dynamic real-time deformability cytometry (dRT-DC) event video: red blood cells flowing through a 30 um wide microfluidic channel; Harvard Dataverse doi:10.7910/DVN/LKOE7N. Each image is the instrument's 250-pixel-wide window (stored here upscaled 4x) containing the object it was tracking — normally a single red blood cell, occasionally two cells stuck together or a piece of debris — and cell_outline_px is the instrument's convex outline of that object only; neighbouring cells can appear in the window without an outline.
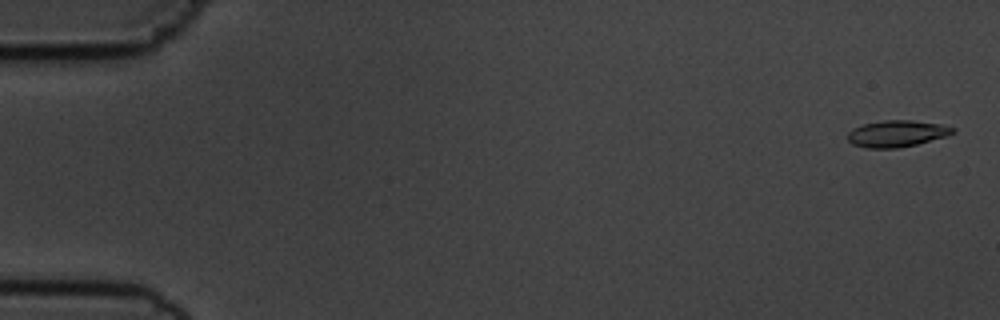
{"species": "common noctule bat (a hibernating species)", "species_latin": "Nyctalus noctula", "temperature_condition": "cold", "stored_images_in_passage": 54, "camera_frame_rate_fps": 3000, "um_per_image_px": 0.085, "animal": {"sex": "male", "body_mass_g": 19.5, "forearm_length_mm": 54.6}, "frame": {"image": 1, "passage_image": 2, "time_ms": 0.333, "image_size_px": [1000, 320], "cell_outline_px": [[956, 132], [948, 136], [916, 144], [896, 148], [868, 148], [852, 144], [848, 140], [848, 132], [852, 128], [864, 124], [884, 120], [912, 120], [940, 124], [956, 128]], "centroid_in_image_um": [76.25, 11.35], "position_along_channel_um": 8.7, "area_um2": 16.3}}
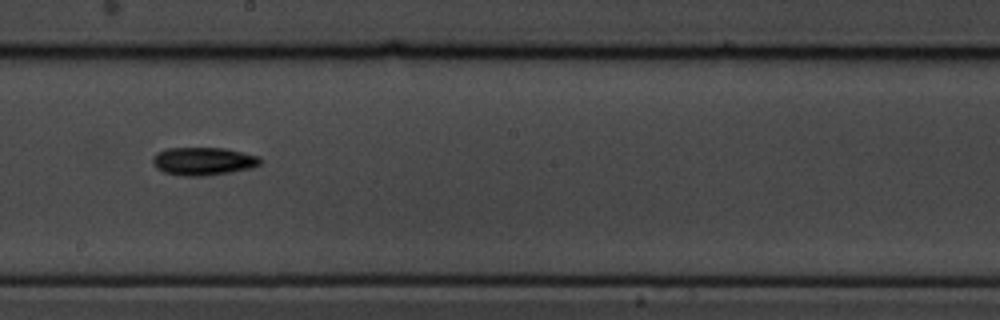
{"frame": {"image": 2, "passage_image": 32, "time_ms": 10.333, "image_size_px": [1000, 320], "cell_outline_px": [[264, 160], [260, 164], [252, 168], [204, 176], [184, 176], [164, 172], [156, 168], [152, 164], [152, 156], [156, 152], [168, 148], [224, 148], [260, 156]], "centroid_in_image_um": [17.27, 13.7], "position_along_channel_um": 230.9, "area_um2": 17.69}}
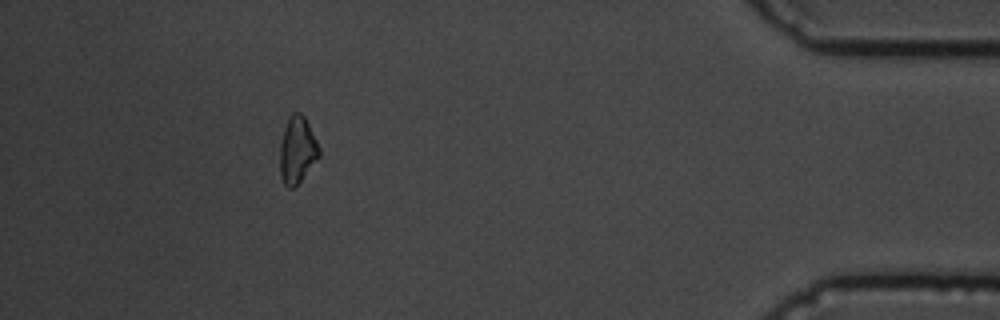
{"frame": {"image": 3, "passage_image": 51, "time_ms": 16.667, "image_size_px": [1000, 320], "cell_outline_px": [[320, 156], [300, 180], [292, 188], [288, 188], [284, 184], [280, 176], [280, 144], [284, 128], [288, 116], [292, 112], [300, 112], [304, 116], [320, 148]], "centroid_in_image_um": [25.25, 12.73], "position_along_channel_um": 409.9, "area_um2": 15.14}, "authors_computed_cell_mechanics": {"area_um2": 15.9239, "velocity_mm_per_s": 3.6467, "shape_relaxation_time_tau1_ms": 3.4562, "shape_relaxation_time_tau2_ms": null, "deformation_change_tau1": 0.1059, "deformation_change_tau2": null}}